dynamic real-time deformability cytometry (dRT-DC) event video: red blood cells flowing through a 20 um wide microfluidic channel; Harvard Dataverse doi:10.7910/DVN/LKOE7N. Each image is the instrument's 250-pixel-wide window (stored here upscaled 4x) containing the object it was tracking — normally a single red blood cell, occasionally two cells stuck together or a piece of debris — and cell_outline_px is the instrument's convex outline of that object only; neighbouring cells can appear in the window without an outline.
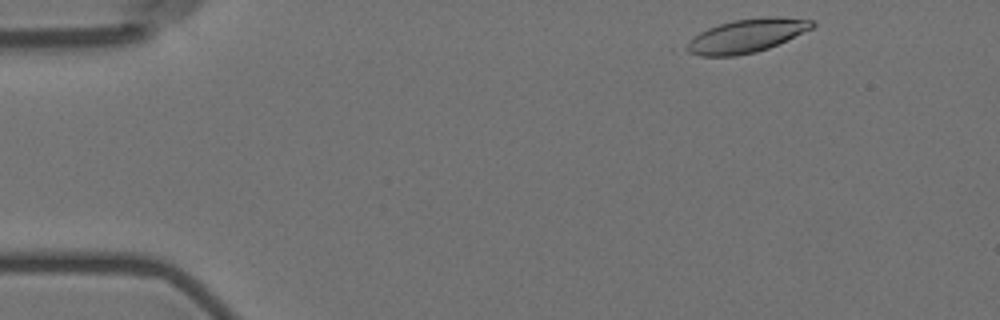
{"species": "Egyptian fruit bat (a non-hibernating species)", "species_latin": "Rousettus aegyptiacus", "temperature_condition": "room temperature", "stored_images_in_passage": 4, "camera_frame_rate_fps": 3000, "um_per_image_px": 0.085, "animal": {"sex": "female"}, "frame": {"image": 1, "passage_image": 1, "time_ms": 0.0, "image_size_px": [1000, 320], "cell_outline_px": [[816, 24], [812, 28], [768, 48], [756, 52], [736, 56], [700, 56], [688, 52], [680, 48], [700, 32], [708, 28], [732, 20], [764, 16], [776, 16], [816, 20]], "centroid_in_image_um": [63.43, 3.03], "position_along_channel_um": 21.6, "area_um2": 24.68}}